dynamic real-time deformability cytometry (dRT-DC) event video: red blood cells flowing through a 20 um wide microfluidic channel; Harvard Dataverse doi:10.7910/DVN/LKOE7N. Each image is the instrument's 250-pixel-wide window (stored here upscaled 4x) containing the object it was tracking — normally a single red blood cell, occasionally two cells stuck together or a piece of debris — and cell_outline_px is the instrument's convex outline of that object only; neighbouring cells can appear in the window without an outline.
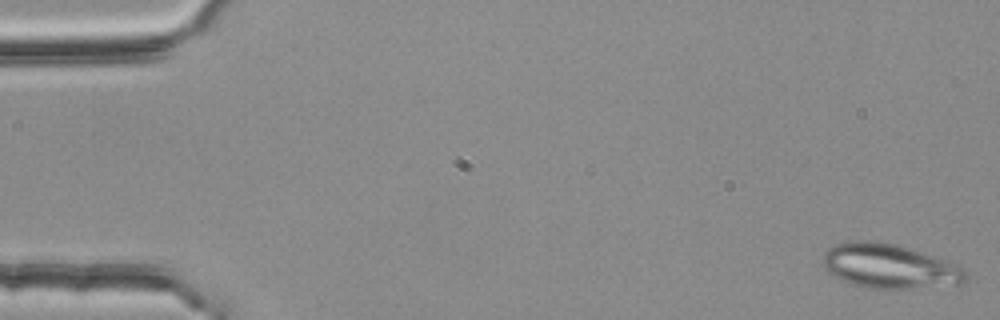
{"species": "common noctule bat (a hibernating species)", "species_latin": "Nyctalus noctula", "temperature_condition": "room temperature", "stored_images_in_passage": 51, "camera_frame_rate_fps": 3000, "um_per_image_px": 0.085, "animal": {"sex": "female", "body_mass_g": 25.1}, "frame": {"image": 1, "passage_image": 1, "time_ms": 0.0, "image_size_px": [1000, 320], "cell_outline_px": [[968, 280], [964, 284], [912, 288], [868, 288], [852, 284], [840, 280], [832, 276], [824, 268], [820, 260], [824, 252], [828, 248], [836, 244], [848, 240], [872, 240], [900, 244], [944, 260], [964, 268], [968, 276]], "centroid_in_image_um": [75.56, 22.61], "position_along_channel_um": 9.4, "area_um2": 37.57}}
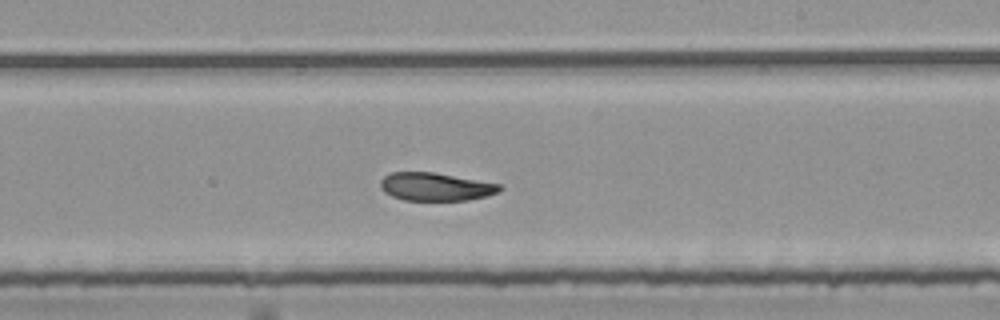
{"frame": {"image": 2, "passage_image": 32, "time_ms": 10.333, "image_size_px": [1000, 320], "cell_outline_px": [[504, 188], [488, 196], [468, 200], [404, 200], [392, 196], [384, 192], [380, 188], [380, 180], [388, 172], [432, 172], [500, 184]], "centroid_in_image_um": [36.99, 15.87], "position_along_channel_um": 252.0, "area_um2": 19.48}}
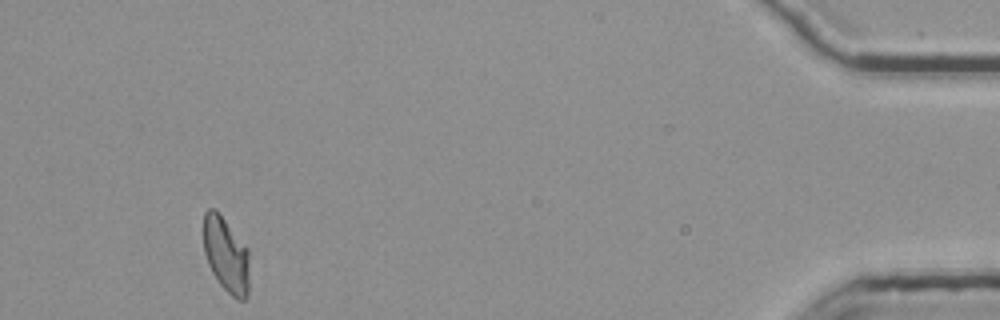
{"frame": {"image": 3, "passage_image": 51, "time_ms": 16.667, "image_size_px": [1000, 320], "cell_outline_px": [[248, 296], [244, 300], [236, 300], [216, 280], [208, 264], [204, 252], [204, 212], [208, 208], [216, 208], [248, 248]], "centroid_in_image_um": [19.21, 21.64], "position_along_channel_um": 416.0, "area_um2": 20.23}, "authors_computed_cell_mechanics": {"area_um2": 20.9814, "velocity_mm_per_s": 3.7518, "shape_relaxation_time_tau1_ms": null, "shape_relaxation_time_tau2_ms": 3.2799, "deformation_change_tau1": null, "deformation_change_tau2": 0.0938}}